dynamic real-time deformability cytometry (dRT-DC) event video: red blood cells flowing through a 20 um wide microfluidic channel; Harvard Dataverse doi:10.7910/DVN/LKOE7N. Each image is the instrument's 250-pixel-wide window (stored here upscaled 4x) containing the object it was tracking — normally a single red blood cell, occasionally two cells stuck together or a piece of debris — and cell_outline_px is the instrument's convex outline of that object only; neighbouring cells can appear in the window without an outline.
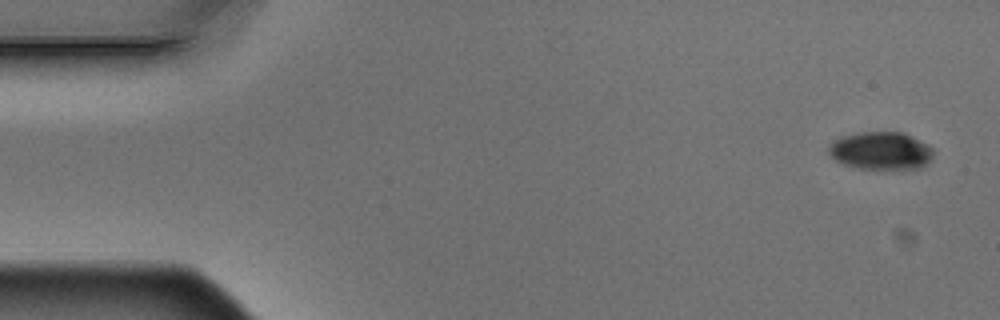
{"species": "Egyptian fruit bat (a non-hibernating species)", "species_latin": "Rousettus aegyptiacus", "temperature_condition": "warm", "stored_images_in_passage": 4, "camera_frame_rate_fps": 3000, "um_per_image_px": 0.085, "animal": {"sex": "male"}, "frame": {"image": 1, "passage_image": 1, "time_ms": 0.0, "image_size_px": [1000, 320], "cell_outline_px": [[932, 156], [924, 168], [860, 168], [844, 164], [836, 160], [828, 152], [828, 148], [836, 140], [844, 136], [856, 132], [904, 132], [928, 144], [932, 148]], "centroid_in_image_um": [74.91, 12.8], "position_along_channel_um": 10.1, "area_um2": 22.77}}
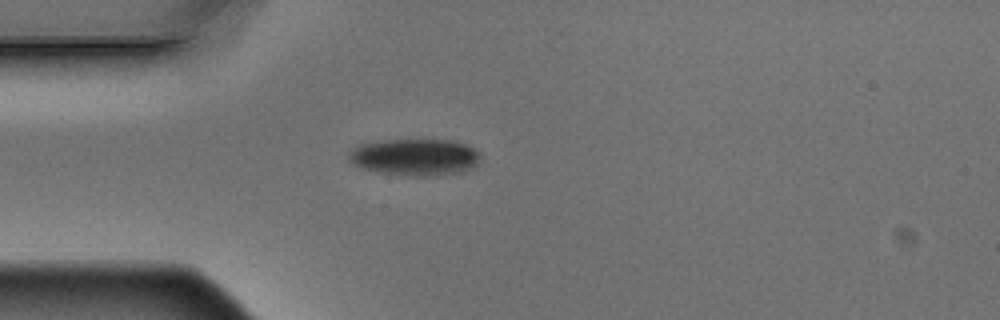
{"frame": {"image": 2, "passage_image": 4, "time_ms": 1.0, "image_size_px": [1000, 320], "cell_outline_px": [[480, 160], [472, 168], [464, 172], [436, 176], [416, 176], [380, 172], [360, 168], [352, 164], [348, 160], [348, 152], [352, 148], [360, 144], [380, 140], [452, 140], [464, 144], [480, 152]], "centroid_in_image_um": [35.25, 13.36], "position_along_channel_um": 49.7, "area_um2": 28.5}}